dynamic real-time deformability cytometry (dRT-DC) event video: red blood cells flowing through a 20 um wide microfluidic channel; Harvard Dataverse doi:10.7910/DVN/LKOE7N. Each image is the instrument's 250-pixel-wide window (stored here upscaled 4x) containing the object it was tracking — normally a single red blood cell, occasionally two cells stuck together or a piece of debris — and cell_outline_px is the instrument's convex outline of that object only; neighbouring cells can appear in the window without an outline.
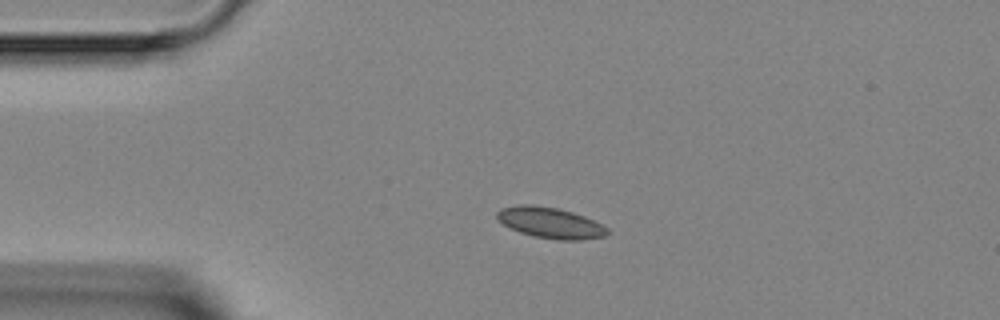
{"species": "Egyptian fruit bat (a non-hibernating species)", "species_latin": "Rousettus aegyptiacus", "temperature_condition": "room temperature", "stored_images_in_passage": 3, "camera_frame_rate_fps": 3000, "um_per_image_px": 0.085, "animal": {"sex": "female"}, "frame": {"image": 1, "passage_image": 2, "time_ms": 1.333, "image_size_px": [1000, 320], "cell_outline_px": [[608, 232], [604, 236], [580, 240], [556, 240], [532, 236], [520, 232], [504, 224], [496, 216], [496, 212], [500, 208], [516, 204], [532, 204], [556, 208], [572, 212], [584, 216], [608, 228]], "centroid_in_image_um": [46.74, 18.93], "position_along_channel_um": 38.3, "area_um2": 19.77}}